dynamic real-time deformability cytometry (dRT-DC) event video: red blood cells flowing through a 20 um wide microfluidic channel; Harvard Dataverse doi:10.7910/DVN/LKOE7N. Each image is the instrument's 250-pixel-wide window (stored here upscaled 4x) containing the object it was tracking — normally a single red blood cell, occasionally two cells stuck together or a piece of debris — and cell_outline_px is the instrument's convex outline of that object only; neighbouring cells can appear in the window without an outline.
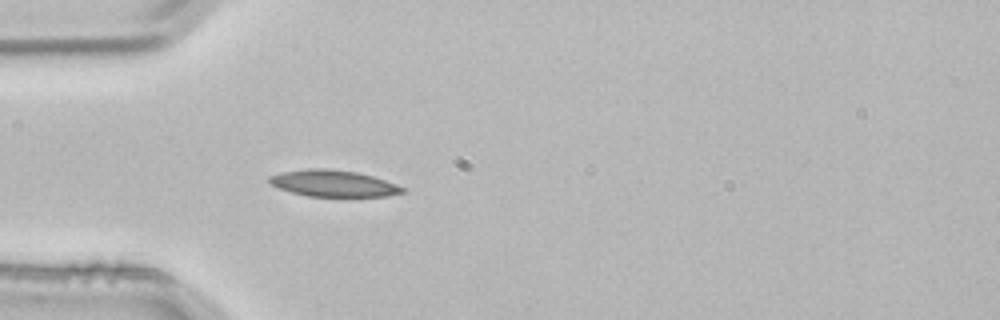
{"species": "common noctule bat (a hibernating species)", "species_latin": "Nyctalus noctula", "temperature_condition": "room temperature", "stored_images_in_passage": 38, "camera_frame_rate_fps": 3000, "um_per_image_px": 0.085, "animal": {"sex": "male", "body_mass_g": 21.5, "forearm_length_mm": 52.0}, "frame": {"image": 1, "passage_image": 1, "time_ms": 0.0, "image_size_px": [1000, 320], "cell_outline_px": [[404, 192], [388, 196], [308, 196], [292, 192], [268, 184], [268, 176], [284, 172], [308, 168], [324, 168], [356, 172], [372, 176], [396, 184], [404, 188]], "centroid_in_image_um": [28.3, 15.58], "position_along_channel_um": 56.7, "area_um2": 20.35}}
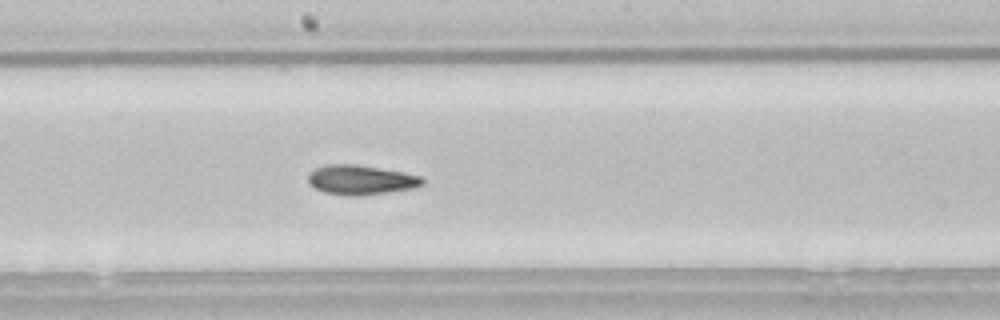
{"frame": {"image": 2, "passage_image": 14, "time_ms": 4.333, "image_size_px": [1000, 320], "cell_outline_px": [[424, 184], [412, 188], [388, 192], [360, 196], [348, 196], [324, 192], [308, 184], [308, 172], [324, 164], [356, 164], [380, 168], [420, 176], [424, 180]], "centroid_in_image_um": [30.61, 15.29], "position_along_channel_um": 217.6, "area_um2": 19.71}}
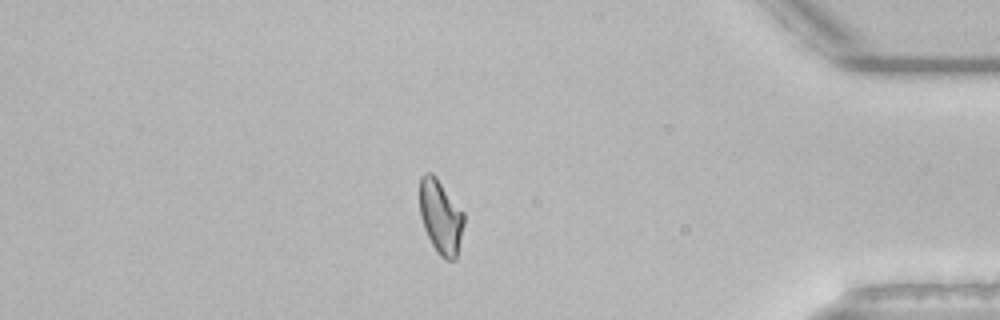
{"frame": {"image": 3, "passage_image": 31, "time_ms": 10.0, "image_size_px": [1000, 320], "cell_outline_px": [[464, 224], [456, 260], [444, 260], [436, 252], [424, 228], [420, 216], [420, 176], [424, 172], [432, 172], [436, 176], [464, 212]], "centroid_in_image_um": [37.46, 18.42], "position_along_channel_um": 397.7, "area_um2": 19.31}, "authors_computed_cell_mechanics": {"area_um2": 19.363, "velocity_mm_per_s": 3.8305, "shape_relaxation_time_tau1_ms": null, "shape_relaxation_time_tau2_ms": 4.9464, "deformation_change_tau1": null, "deformation_change_tau2": 0.1228}}